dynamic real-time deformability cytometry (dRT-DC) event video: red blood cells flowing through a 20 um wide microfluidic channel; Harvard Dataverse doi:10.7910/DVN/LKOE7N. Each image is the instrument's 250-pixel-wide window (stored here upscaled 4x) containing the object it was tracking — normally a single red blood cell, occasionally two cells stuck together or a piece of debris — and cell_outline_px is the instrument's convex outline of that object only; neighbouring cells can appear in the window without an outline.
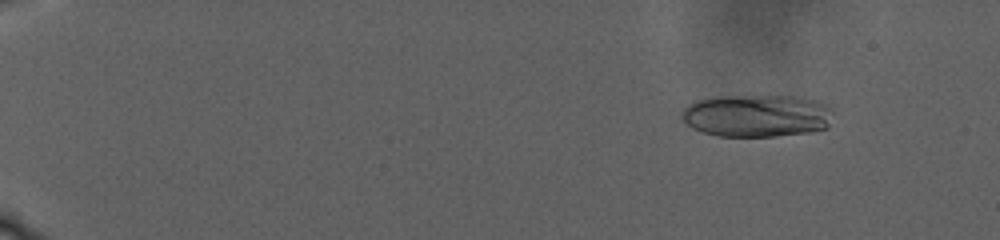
{"species": "human", "species_latin": "Homo sapiens", "temperature_condition": "warm", "stored_images_in_passage": 75, "camera_frame_rate_fps": 3000, "um_per_image_px": 0.085, "donor": {"sex": "male"}, "frame": {"image": 1, "passage_image": 8, "time_ms": 4.0, "image_size_px": [1000, 240], "cell_outline_px": [[836, 112], [828, 128], [812, 132], [776, 136], [720, 136], [700, 132], [692, 128], [680, 116], [680, 112], [688, 104], [696, 100], [716, 96], [796, 96], [820, 100], [828, 104]], "centroid_in_image_um": [64.4, 9.83], "position_along_channel_um": 20.6, "area_um2": 38.38}}
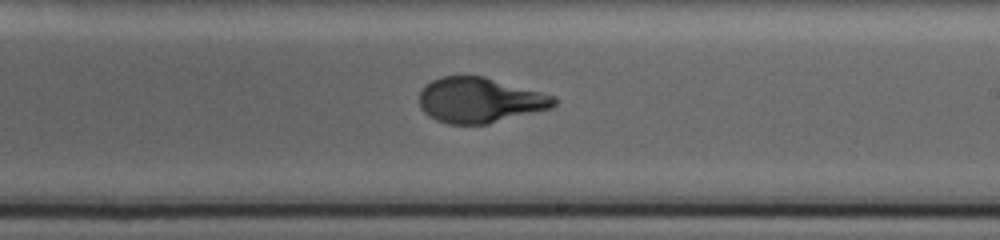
{"frame": {"image": 2, "passage_image": 43, "time_ms": 22.0, "image_size_px": [1000, 240], "cell_outline_px": [[556, 104], [552, 108], [488, 124], [448, 124], [436, 120], [428, 116], [420, 108], [420, 92], [424, 84], [440, 76], [484, 76], [556, 96]], "centroid_in_image_um": [40.77, 8.51], "position_along_channel_um": 248.2, "area_um2": 35.72}}
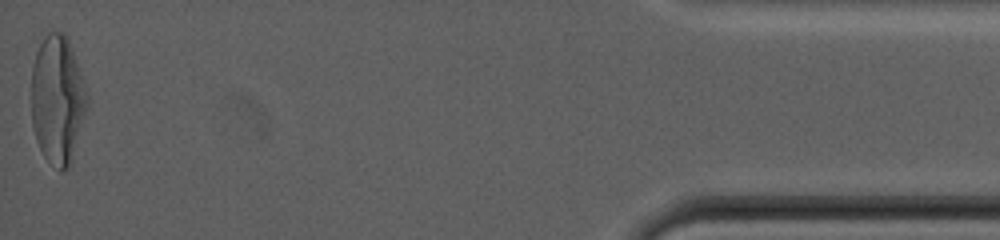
{"frame": {"image": 3, "passage_image": 75, "time_ms": 33.667, "image_size_px": [1000, 240], "cell_outline_px": [[88, 108], [72, 160], [68, 168], [60, 172], [44, 156], [36, 140], [32, 124], [32, 68], [36, 52], [44, 36], [48, 32], [64, 32], [68, 36], [84, 80], [88, 96]], "centroid_in_image_um": [4.92, 8.46], "position_along_channel_um": 430.3, "area_um2": 42.19}, "authors_computed_cell_mechanics": {"area_um2": 36.5874, "velocity_mm_per_s": 2.1769, "shape_relaxation_time_tau1_ms": 8.4162, "shape_relaxation_time_tau2_ms": null, "deformation_change_tau1": 0.2637, "deformation_change_tau2": null}}